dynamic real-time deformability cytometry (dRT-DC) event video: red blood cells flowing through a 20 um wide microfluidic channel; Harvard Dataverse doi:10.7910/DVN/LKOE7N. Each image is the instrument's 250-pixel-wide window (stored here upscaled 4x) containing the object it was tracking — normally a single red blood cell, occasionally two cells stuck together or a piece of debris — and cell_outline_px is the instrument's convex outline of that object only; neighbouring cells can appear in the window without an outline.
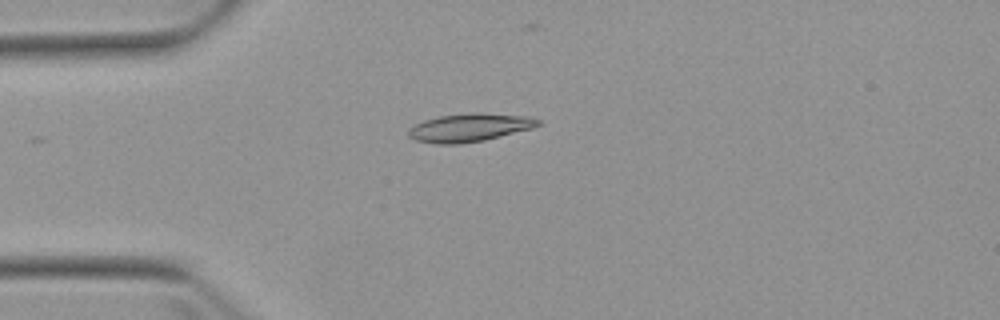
{"species": "Egyptian fruit bat (a non-hibernating species)", "species_latin": "Rousettus aegyptiacus", "temperature_condition": "warm", "stored_images_in_passage": 5, "camera_frame_rate_fps": 3000, "um_per_image_px": 0.085, "animal": {"sex": "female"}, "frame": {"image": 1, "passage_image": 3, "time_ms": 3.333, "image_size_px": [1000, 320], "cell_outline_px": [[540, 124], [532, 128], [484, 140], [460, 144], [436, 144], [416, 140], [408, 136], [408, 128], [424, 120], [440, 116], [476, 112], [528, 116], [540, 120]], "centroid_in_image_um": [39.89, 10.84], "position_along_channel_um": 45.1, "area_um2": 21.15}}
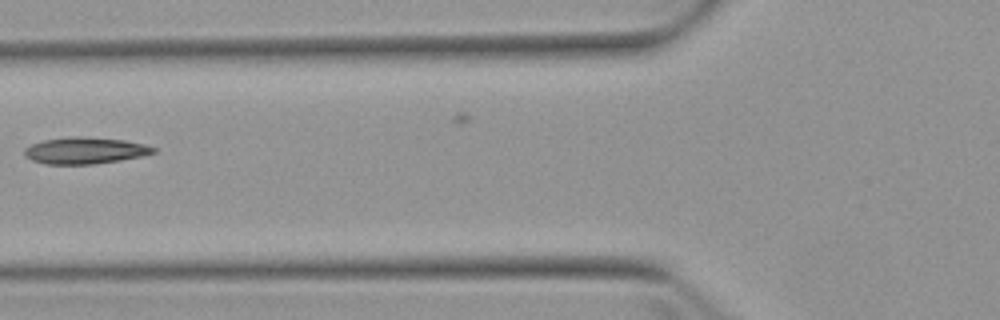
{"frame": {"image": 2, "passage_image": 5, "time_ms": 5.667, "image_size_px": [1000, 320], "cell_outline_px": [[156, 152], [140, 156], [120, 160], [92, 164], [44, 164], [32, 160], [24, 156], [24, 148], [32, 144], [44, 140], [68, 136], [84, 136], [124, 140], [144, 144], [156, 148]], "centroid_in_image_um": [7.19, 12.79], "position_along_channel_um": 118.6, "area_um2": 20.0}}